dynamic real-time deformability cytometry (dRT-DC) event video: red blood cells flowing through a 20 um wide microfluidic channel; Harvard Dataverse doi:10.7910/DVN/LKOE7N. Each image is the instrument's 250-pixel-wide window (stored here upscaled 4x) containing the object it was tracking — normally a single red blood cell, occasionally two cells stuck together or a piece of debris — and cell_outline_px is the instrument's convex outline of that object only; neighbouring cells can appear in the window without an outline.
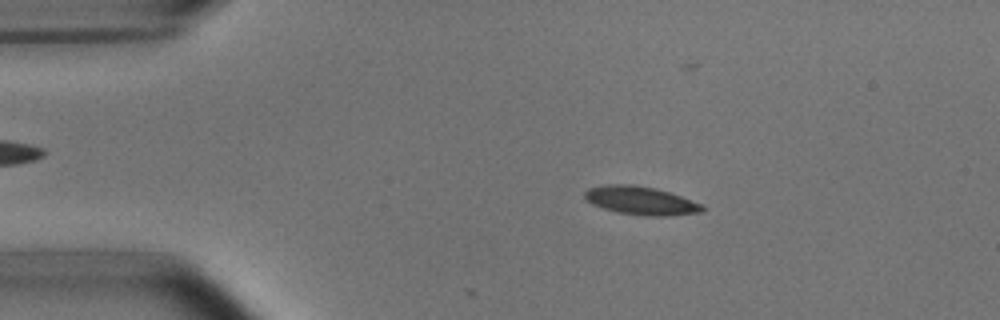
{"species": "common noctule bat (a hibernating species)", "species_latin": "Nyctalus noctula", "temperature_condition": "room temperature", "stored_images_in_passage": 12, "camera_frame_rate_fps": 3000, "um_per_image_px": 0.085, "animal": {"sex": "male", "body_mass_g": 15.6}, "frame": {"image": 1, "passage_image": 9, "time_ms": 2.667, "image_size_px": [1000, 320], "cell_outline_px": [[704, 208], [700, 212], [668, 216], [644, 216], [620, 212], [604, 208], [592, 204], [584, 196], [584, 192], [588, 188], [608, 184], [628, 184], [656, 188], [680, 196], [700, 204]], "centroid_in_image_um": [54.44, 17.04], "position_along_channel_um": 30.6, "area_um2": 19.07}}